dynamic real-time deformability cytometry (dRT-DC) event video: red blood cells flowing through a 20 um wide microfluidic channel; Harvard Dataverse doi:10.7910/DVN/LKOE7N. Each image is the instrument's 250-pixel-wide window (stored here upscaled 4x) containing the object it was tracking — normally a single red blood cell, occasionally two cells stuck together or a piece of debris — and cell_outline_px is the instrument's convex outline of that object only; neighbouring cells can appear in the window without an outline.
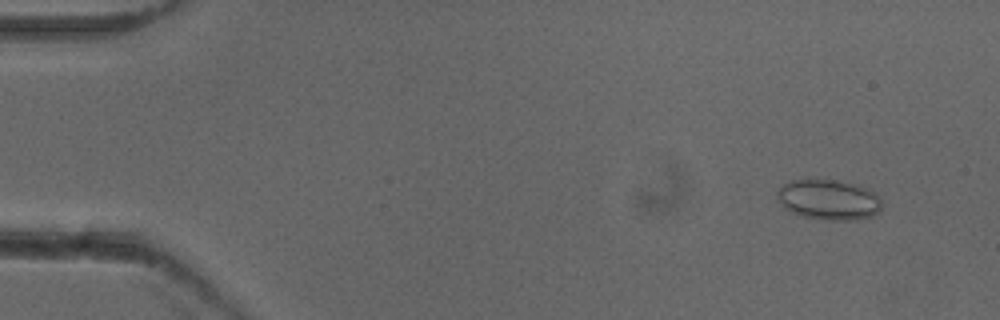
{"species": "common noctule bat (a hibernating species)", "species_latin": "Nyctalus noctula", "temperature_condition": "cold", "stored_images_in_passage": 53, "camera_frame_rate_fps": 3000, "um_per_image_px": 0.085, "animal": {"sex": "female"}, "frame": {"image": 1, "passage_image": 5, "time_ms": 1.333, "image_size_px": [1000, 320], "cell_outline_px": [[880, 212], [872, 216], [856, 220], [820, 220], [804, 216], [792, 212], [784, 208], [776, 196], [776, 192], [784, 184], [792, 180], [832, 180], [860, 184], [876, 192], [880, 196]], "centroid_in_image_um": [70.48, 16.98], "position_along_channel_um": 14.5, "area_um2": 24.8}}
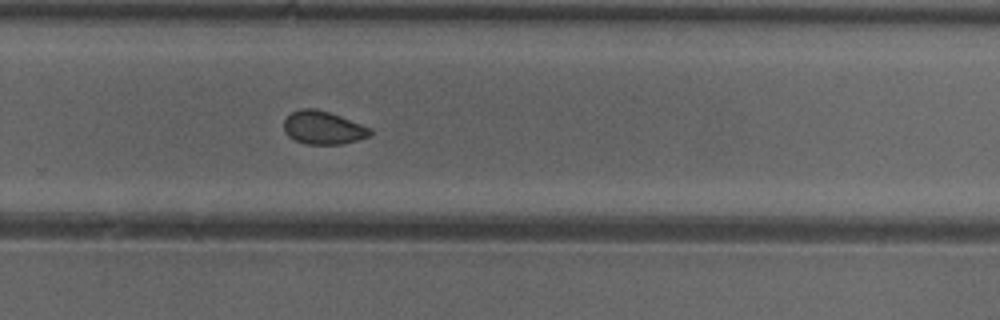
{"frame": {"image": 2, "passage_image": 36, "time_ms": 11.667, "image_size_px": [1000, 320], "cell_outline_px": [[372, 136], [340, 144], [304, 144], [288, 136], [284, 132], [284, 120], [292, 112], [300, 108], [316, 108], [340, 116], [372, 128]], "centroid_in_image_um": [27.47, 10.85], "position_along_channel_um": 302.3, "area_um2": 16.7}}
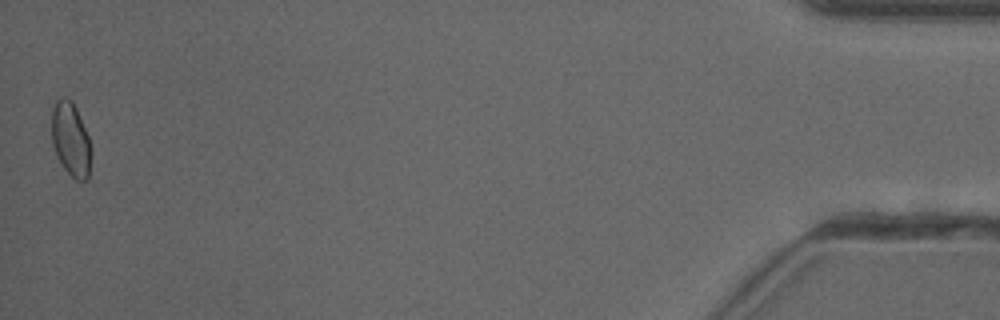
{"frame": {"image": 3, "passage_image": 53, "time_ms": 17.333, "image_size_px": [1000, 320], "cell_outline_px": [[92, 156], [88, 180], [76, 180], [64, 168], [56, 156], [52, 144], [52, 112], [56, 100], [60, 96], [64, 96], [72, 100], [76, 108], [88, 136], [92, 148]], "centroid_in_image_um": [6.03, 11.85], "position_along_channel_um": 429.2, "area_um2": 17.22}, "authors_computed_cell_mechanics": {"area_um2": 17.2822, "velocity_mm_per_s": 3.9299, "shape_relaxation_time_tau1_ms": null, "shape_relaxation_time_tau2_ms": 2.7492, "deformation_change_tau1": null, "deformation_change_tau2": 0.0516}}